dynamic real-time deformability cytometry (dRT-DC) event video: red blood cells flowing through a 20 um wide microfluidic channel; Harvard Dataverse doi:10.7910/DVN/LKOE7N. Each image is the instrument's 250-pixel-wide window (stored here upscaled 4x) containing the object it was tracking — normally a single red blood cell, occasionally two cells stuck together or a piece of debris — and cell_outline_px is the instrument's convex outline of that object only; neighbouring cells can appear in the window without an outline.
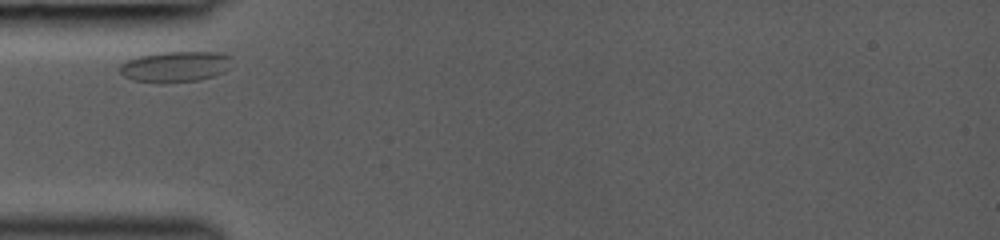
{"species": "common noctule bat (a hibernating species)", "species_latin": "Nyctalus noctula", "temperature_condition": "room temperature", "stored_images_in_passage": 6, "camera_frame_rate_fps": 3000, "um_per_image_px": 0.085, "animal": {"sex": "female", "body_mass_g": 19.0, "forearm_length_mm": 53.3}, "frame": {"image": 1, "passage_image": 1, "time_ms": 0.0, "image_size_px": [1000, 240], "cell_outline_px": [[232, 56], [228, 68], [224, 72], [200, 80], [164, 84], [132, 80], [124, 76], [120, 72], [120, 64], [128, 60], [140, 56], [160, 52], [220, 52]], "centroid_in_image_um": [14.9, 5.68], "position_along_channel_um": 70.1, "area_um2": 20.29}}
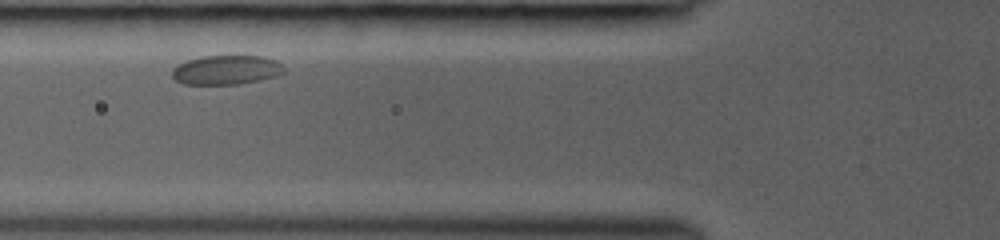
{"frame": {"image": 2, "passage_image": 3, "time_ms": 1.0, "image_size_px": [1000, 240], "cell_outline_px": [[284, 72], [276, 76], [260, 80], [236, 84], [184, 84], [176, 80], [172, 76], [172, 68], [176, 64], [200, 56], [264, 56], [276, 60], [284, 68]], "centroid_in_image_um": [19.21, 5.94], "position_along_channel_um": 106.6, "area_um2": 19.13}}
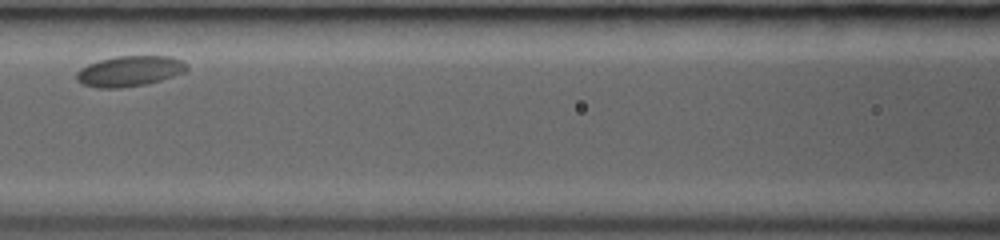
{"frame": {"image": 3, "passage_image": 5, "time_ms": 2.333, "image_size_px": [1000, 240], "cell_outline_px": [[188, 68], [184, 72], [160, 80], [144, 84], [120, 88], [96, 88], [84, 84], [76, 80], [76, 72], [80, 68], [88, 64], [100, 60], [116, 56], [172, 56], [184, 60], [188, 64]], "centroid_in_image_um": [11.02, 6.03], "position_along_channel_um": 155.6, "area_um2": 19.65}}